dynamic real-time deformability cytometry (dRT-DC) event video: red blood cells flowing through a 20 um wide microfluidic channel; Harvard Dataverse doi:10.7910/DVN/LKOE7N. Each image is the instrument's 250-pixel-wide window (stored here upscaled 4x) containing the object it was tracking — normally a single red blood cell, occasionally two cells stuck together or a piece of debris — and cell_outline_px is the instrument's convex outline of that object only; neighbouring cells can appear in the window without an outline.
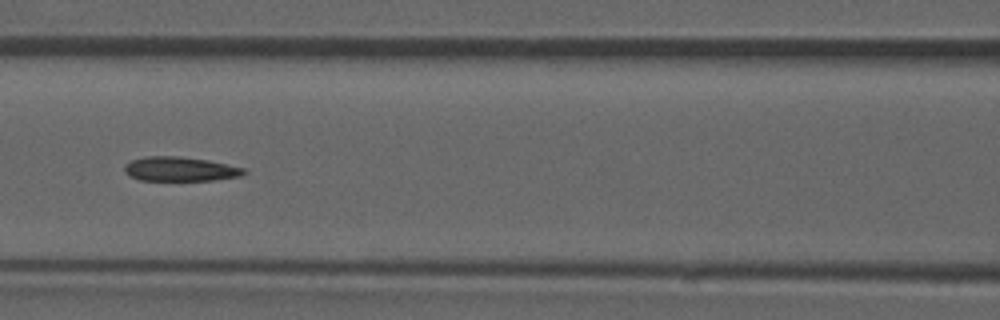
{"species": "common noctule bat (a hibernating species)", "species_latin": "Nyctalus noctula", "temperature_condition": "room temperature", "stored_images_in_passage": 52, "camera_frame_rate_fps": 3000, "um_per_image_px": 0.085, "animal": {"sex": "male", "forearm_length_mm": 52.5}, "frame": {"image": 1, "passage_image": 23, "time_ms": 7.333, "image_size_px": [1000, 320], "cell_outline_px": [[248, 172], [240, 176], [212, 180], [140, 180], [128, 176], [124, 172], [124, 164], [132, 160], [148, 156], [176, 156], [208, 160], [244, 168]], "centroid_in_image_um": [15.28, 14.37], "position_along_channel_um": 151.3, "area_um2": 16.88}, "authors_computed_cell_mechanics": {"area_um2": 17.5712, "velocity_mm_per_s": 3.9197, "shape_relaxation_time_tau1_ms": null, "shape_relaxation_time_tau2_ms": 3.7459, "deformation_change_tau1": null, "deformation_change_tau2": 0.1051}}